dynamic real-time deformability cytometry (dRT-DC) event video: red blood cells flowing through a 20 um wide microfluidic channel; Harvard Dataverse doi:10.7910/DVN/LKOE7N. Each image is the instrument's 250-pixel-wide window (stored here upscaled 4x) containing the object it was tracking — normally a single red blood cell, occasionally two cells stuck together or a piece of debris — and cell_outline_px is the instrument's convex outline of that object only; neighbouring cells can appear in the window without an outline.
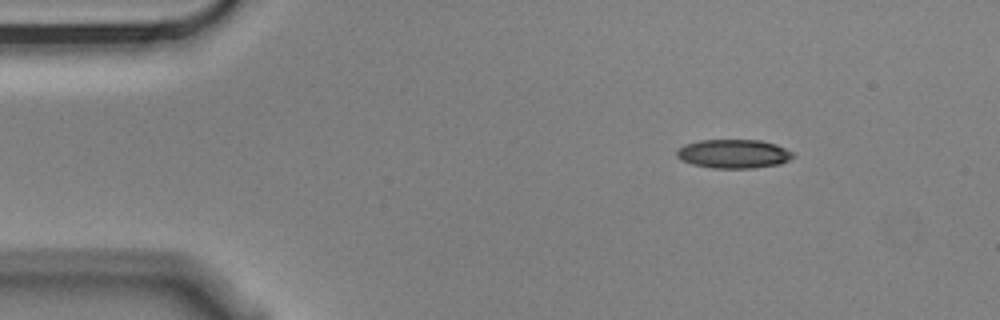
{"species": "Egyptian fruit bat (a non-hibernating species)", "species_latin": "Rousettus aegyptiacus", "temperature_condition": "cold", "stored_images_in_passage": 15, "segment_of_instrument_passage": [1, 2], "camera_frame_rate_fps": 3000, "um_per_image_px": 0.085, "animal": {"sex": "male"}, "frame": {"image": 1, "passage_image": 2, "time_ms": 0.333, "image_size_px": [1000, 320], "cell_outline_px": [[796, 156], [780, 164], [752, 168], [712, 168], [692, 164], [676, 156], [676, 152], [684, 144], [700, 140], [760, 140], [776, 144], [792, 152]], "centroid_in_image_um": [62.37, 13.07], "position_along_channel_um": 22.6, "area_um2": 19.48}}
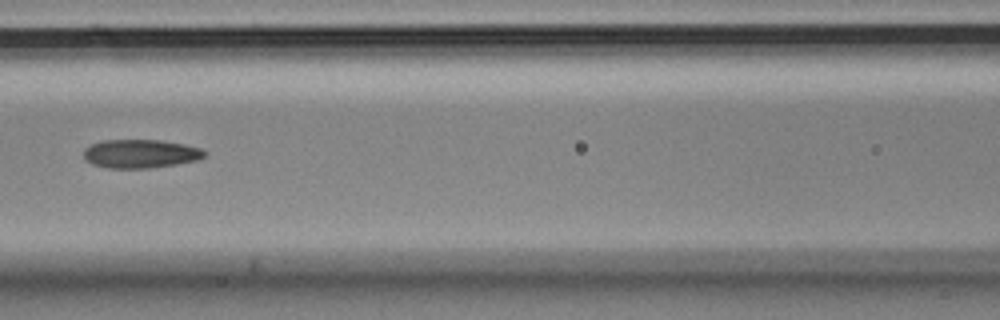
{"frame": {"image": 2, "passage_image": 6, "time_ms": 1.667, "image_size_px": [1000, 320], "cell_outline_px": [[204, 156], [196, 160], [176, 164], [152, 168], [108, 168], [92, 164], [84, 160], [84, 148], [100, 140], [160, 140], [184, 144], [200, 148], [204, 152]], "centroid_in_image_um": [11.88, 13.06], "position_along_channel_um": 154.7, "area_um2": 20.11}}
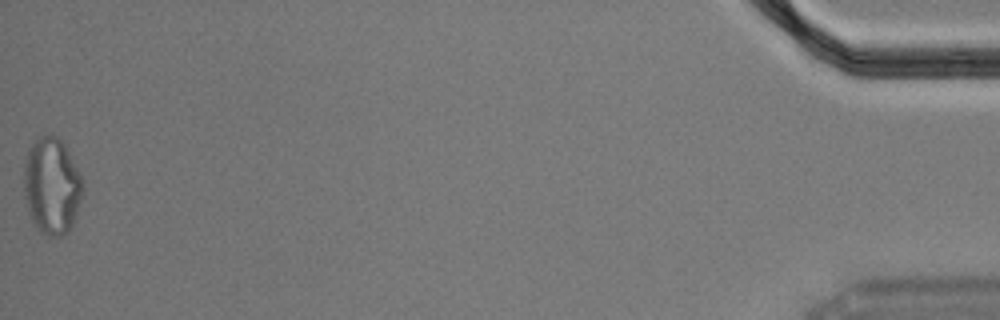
{"frame": {"image": 3, "passage_image": 14, "time_ms": 4.333, "image_size_px": [1000, 320], "cell_outline_px": [[84, 188], [76, 216], [72, 224], [60, 236], [48, 236], [40, 232], [32, 224], [28, 212], [24, 196], [24, 168], [28, 152], [32, 144], [40, 136], [56, 136], [64, 144], [84, 184]], "centroid_in_image_um": [4.38, 15.85], "position_along_channel_um": 430.8, "area_um2": 32.83}}